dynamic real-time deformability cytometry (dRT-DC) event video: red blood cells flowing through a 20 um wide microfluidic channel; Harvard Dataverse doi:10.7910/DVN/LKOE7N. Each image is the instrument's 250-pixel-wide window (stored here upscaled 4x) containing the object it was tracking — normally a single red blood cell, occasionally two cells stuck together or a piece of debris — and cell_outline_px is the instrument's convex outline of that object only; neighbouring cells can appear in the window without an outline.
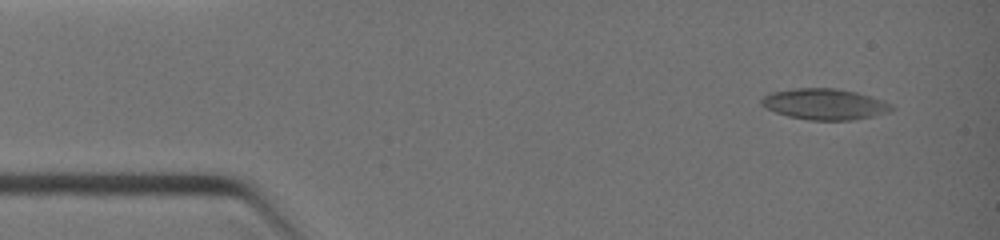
{"species": "common noctule bat (a hibernating species)", "species_latin": "Nyctalus noctula", "temperature_condition": "warm", "stored_images_in_passage": 4, "segment_of_instrument_passage": [1, 2], "camera_frame_rate_fps": 3000, "um_per_image_px": 0.085, "animal": {"sex": "female", "body_mass_g": 19.0, "forearm_length_mm": 51.5}, "frame": {"image": 1, "passage_image": 1, "time_ms": 0.0, "image_size_px": [1000, 240], "cell_outline_px": [[892, 108], [888, 112], [872, 116], [852, 120], [808, 120], [788, 116], [776, 112], [760, 104], [760, 100], [764, 96], [772, 92], [796, 88], [836, 88], [856, 92], [884, 100], [892, 104]], "centroid_in_image_um": [70.1, 8.85], "position_along_channel_um": 14.9, "area_um2": 23.35}}